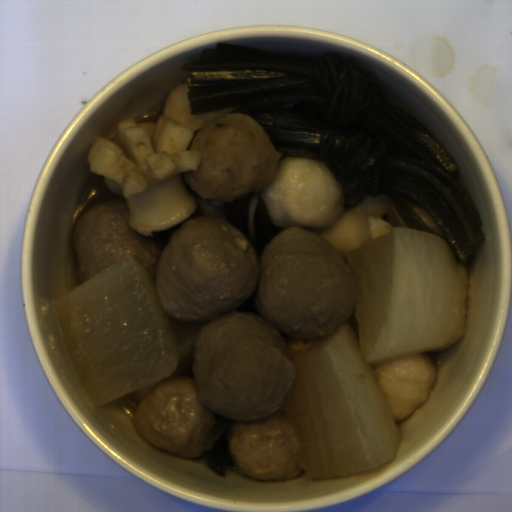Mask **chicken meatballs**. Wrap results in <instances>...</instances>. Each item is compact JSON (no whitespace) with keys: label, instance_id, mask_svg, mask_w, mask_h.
I'll list each match as a JSON object with an SVG mask.
<instances>
[{"label":"chicken meatballs","instance_id":"chicken-meatballs-1","mask_svg":"<svg viewBox=\"0 0 512 512\" xmlns=\"http://www.w3.org/2000/svg\"><path fill=\"white\" fill-rule=\"evenodd\" d=\"M216 413L200 401L195 380L183 374L153 388L138 404L133 424L151 445L177 457H200Z\"/></svg>","mask_w":512,"mask_h":512},{"label":"chicken meatballs","instance_id":"chicken-meatballs-2","mask_svg":"<svg viewBox=\"0 0 512 512\" xmlns=\"http://www.w3.org/2000/svg\"><path fill=\"white\" fill-rule=\"evenodd\" d=\"M293 390L278 412L257 420H238L229 430V452L234 467L243 476L287 483L302 472L301 446L288 409Z\"/></svg>","mask_w":512,"mask_h":512},{"label":"chicken meatballs","instance_id":"chicken-meatballs-3","mask_svg":"<svg viewBox=\"0 0 512 512\" xmlns=\"http://www.w3.org/2000/svg\"><path fill=\"white\" fill-rule=\"evenodd\" d=\"M285 341V352L286 357L292 362L293 360L304 351L308 350L318 342L326 339V338H317V339H302L292 336H283Z\"/></svg>","mask_w":512,"mask_h":512}]
</instances>
